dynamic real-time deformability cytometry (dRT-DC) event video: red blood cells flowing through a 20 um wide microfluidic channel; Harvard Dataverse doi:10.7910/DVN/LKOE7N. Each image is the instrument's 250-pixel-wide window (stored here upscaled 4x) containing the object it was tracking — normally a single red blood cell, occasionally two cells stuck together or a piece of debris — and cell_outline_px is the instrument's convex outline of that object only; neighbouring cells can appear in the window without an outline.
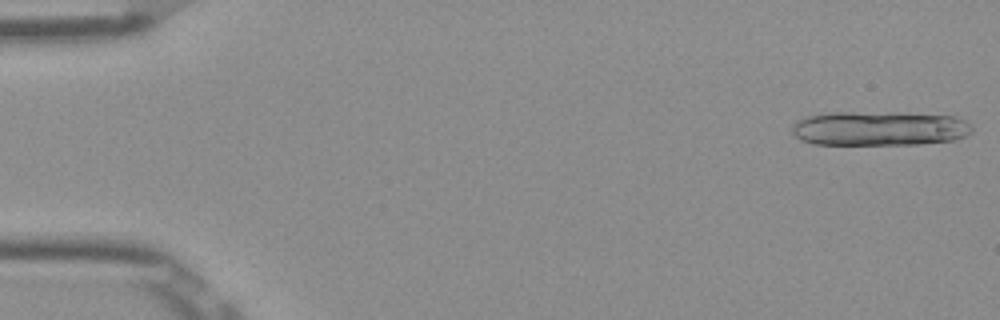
{"species": "Egyptian fruit bat (a non-hibernating species)", "species_latin": "Rousettus aegyptiacus", "temperature_condition": "room temperature", "stored_images_in_passage": 13, "camera_frame_rate_fps": 3000, "um_per_image_px": 0.085, "frame": {"image": 1, "passage_image": 1, "time_ms": 0.0, "image_size_px": [1000, 320], "cell_outline_px": [[972, 132], [956, 140], [920, 144], [816, 144], [800, 140], [792, 132], [792, 128], [796, 120], [804, 116], [828, 112], [896, 112], [956, 116], [972, 124]], "centroid_in_image_um": [74.76, 10.9], "position_along_channel_um": 10.2, "area_um2": 36.65}}